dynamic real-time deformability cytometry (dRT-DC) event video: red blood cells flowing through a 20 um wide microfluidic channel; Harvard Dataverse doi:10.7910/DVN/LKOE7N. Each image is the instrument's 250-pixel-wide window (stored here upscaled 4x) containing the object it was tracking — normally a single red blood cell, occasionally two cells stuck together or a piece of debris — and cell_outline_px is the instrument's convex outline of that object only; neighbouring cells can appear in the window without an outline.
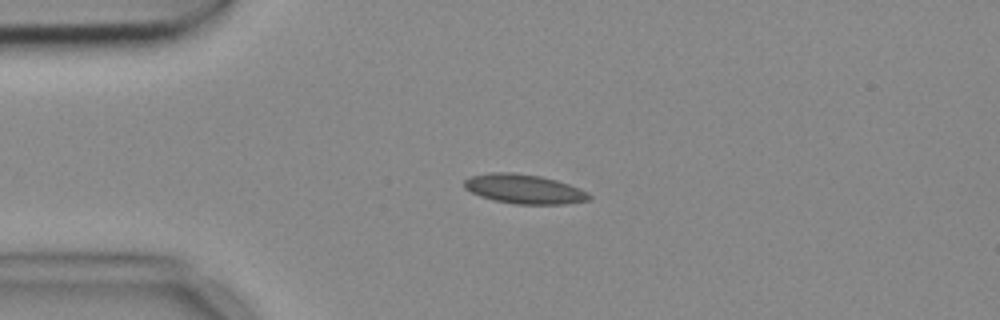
{"species": "common noctule bat (a hibernating species)", "species_latin": "Nyctalus noctula", "temperature_condition": "cold", "stored_images_in_passage": 4, "camera_frame_rate_fps": 3000, "um_per_image_px": 0.085, "animal": {"sex": "female", "body_mass_g": 18.4}, "frame": {"image": 1, "passage_image": 1, "time_ms": 0.0, "image_size_px": [1000, 320], "cell_outline_px": [[592, 196], [588, 200], [564, 204], [512, 204], [492, 200], [480, 196], [464, 188], [464, 180], [472, 176], [488, 172], [512, 172], [540, 176], [556, 180], [580, 188], [588, 192]], "centroid_in_image_um": [44.54, 16.07], "position_along_channel_um": 40.5, "area_um2": 21.44}}
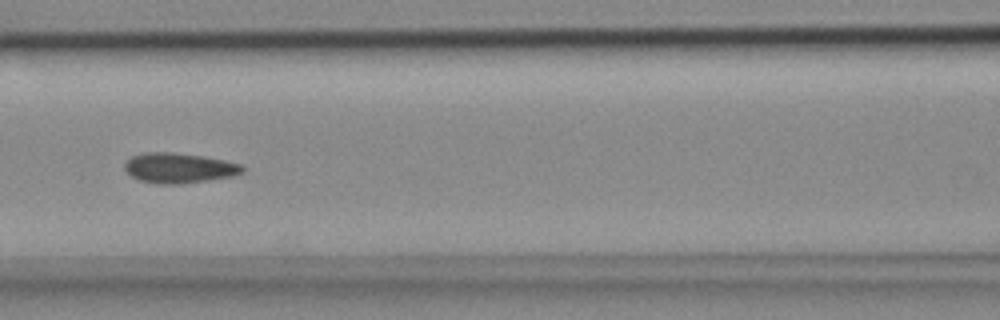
{"frame": {"image": 2, "passage_image": 4, "time_ms": 1.0, "image_size_px": [1000, 320], "cell_outline_px": [[244, 172], [232, 176], [208, 180], [180, 184], [160, 184], [140, 180], [132, 176], [124, 168], [124, 164], [132, 156], [148, 152], [172, 152], [204, 156], [244, 164]], "centroid_in_image_um": [15.26, 14.27], "position_along_channel_um": 151.3, "area_um2": 20.63}}